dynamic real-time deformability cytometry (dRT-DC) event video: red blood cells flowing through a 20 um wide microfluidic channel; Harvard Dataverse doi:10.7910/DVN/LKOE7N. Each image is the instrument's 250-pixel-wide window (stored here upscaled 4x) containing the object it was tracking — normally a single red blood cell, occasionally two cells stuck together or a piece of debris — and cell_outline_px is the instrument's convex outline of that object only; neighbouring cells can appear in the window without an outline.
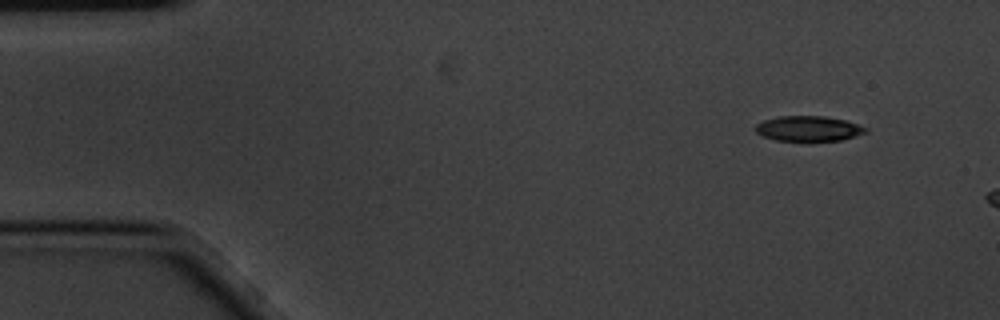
{"species": "common noctule bat (a hibernating species)", "species_latin": "Nyctalus noctula", "temperature_condition": "cold", "stored_images_in_passage": 3, "camera_frame_rate_fps": 3000, "um_per_image_px": 0.085, "animal": {"sex": "male", "body_mass_g": 20.1, "forearm_length_mm": 53.5}, "frame": {"image": 1, "passage_image": 1, "time_ms": 0.0, "image_size_px": [1000, 320], "cell_outline_px": [[868, 132], [840, 140], [808, 144], [776, 140], [764, 136], [756, 132], [756, 124], [764, 120], [780, 116], [824, 116], [844, 120], [868, 128]], "centroid_in_image_um": [68.72, 10.98], "position_along_channel_um": 16.3, "area_um2": 16.76}}